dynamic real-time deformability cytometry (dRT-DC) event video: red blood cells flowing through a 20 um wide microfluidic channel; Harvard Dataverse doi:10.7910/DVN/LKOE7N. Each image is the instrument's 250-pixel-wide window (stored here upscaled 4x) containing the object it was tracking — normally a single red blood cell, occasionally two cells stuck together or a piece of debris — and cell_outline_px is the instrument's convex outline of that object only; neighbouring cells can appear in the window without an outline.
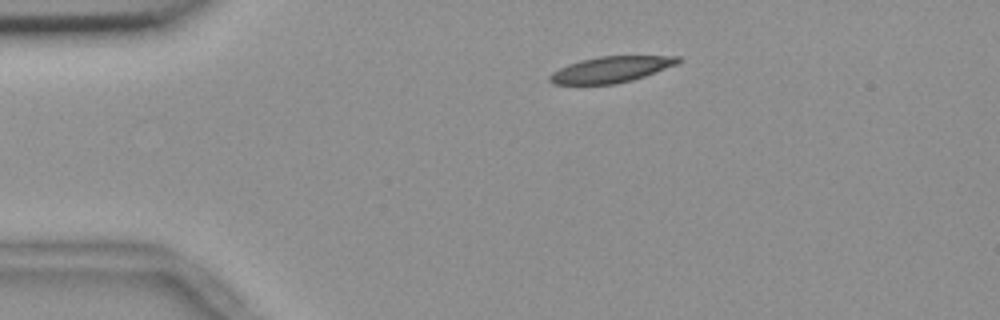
{"species": "common noctule bat (a hibernating species)", "species_latin": "Nyctalus noctula", "temperature_condition": "room temperature", "stored_images_in_passage": 3, "camera_frame_rate_fps": 3000, "um_per_image_px": 0.085, "animal": {"sex": "female", "body_mass_g": 18.4}, "frame": {"image": 1, "passage_image": 3, "time_ms": 0.667, "image_size_px": [1000, 320], "cell_outline_px": [[680, 64], [632, 80], [616, 84], [552, 84], [548, 80], [548, 76], [552, 72], [568, 64], [580, 60], [600, 56], [680, 56]], "centroid_in_image_um": [51.94, 5.9], "position_along_channel_um": 33.1, "area_um2": 19.54}}